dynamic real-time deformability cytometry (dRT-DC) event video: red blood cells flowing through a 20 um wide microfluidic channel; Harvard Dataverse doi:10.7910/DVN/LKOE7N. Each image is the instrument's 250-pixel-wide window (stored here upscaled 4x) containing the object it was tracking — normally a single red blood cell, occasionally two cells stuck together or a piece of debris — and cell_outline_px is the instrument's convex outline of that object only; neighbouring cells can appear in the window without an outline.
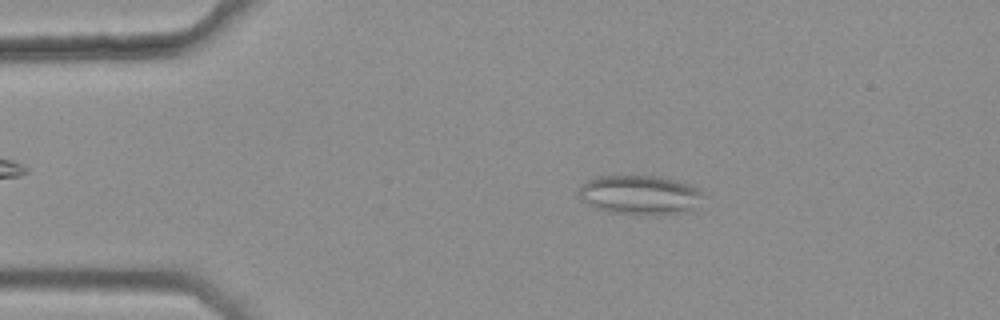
{"species": "common noctule bat (a hibernating species)", "species_latin": "Nyctalus noctula", "temperature_condition": "warm", "stored_images_in_passage": 44, "camera_frame_rate_fps": 3000, "um_per_image_px": 0.085, "animal": {"sex": "female", "body_mass_g": 25.1}, "frame": {"image": 1, "passage_image": 9, "time_ms": 2.667, "image_size_px": [1000, 320], "cell_outline_px": [[704, 196], [700, 208], [696, 212], [652, 216], [636, 216], [608, 212], [592, 208], [580, 200], [576, 192], [588, 180], [596, 176], [656, 176], [676, 180], [688, 184], [696, 188]], "centroid_in_image_um": [54.43, 16.63], "position_along_channel_um": 30.6, "area_um2": 29.77}}
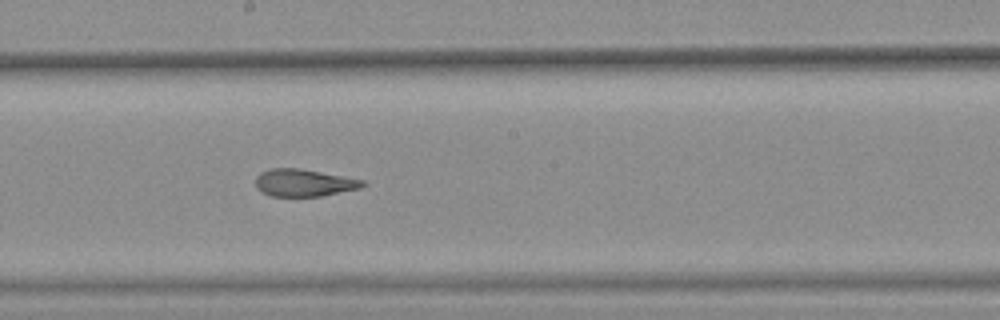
{"frame": {"image": 2, "passage_image": 28, "time_ms": 9.0, "image_size_px": [1000, 320], "cell_outline_px": [[368, 184], [360, 188], [320, 196], [272, 196], [260, 192], [256, 188], [256, 176], [260, 172], [268, 168], [300, 168], [364, 180]], "centroid_in_image_um": [25.8, 15.53], "position_along_channel_um": 222.4, "area_um2": 17.11}}
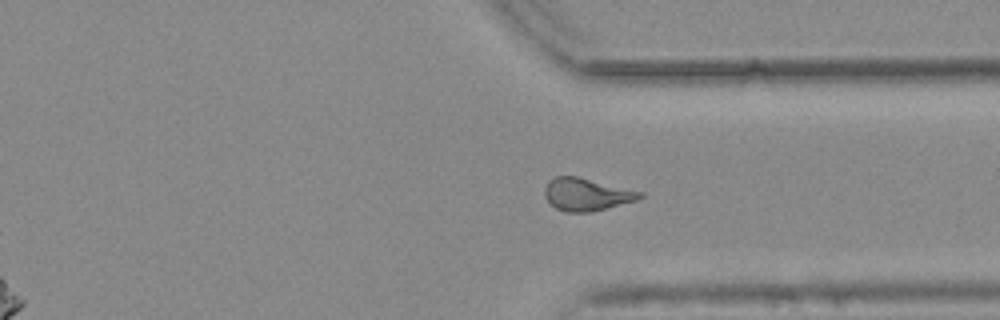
{"frame": {"image": 3, "passage_image": 39, "time_ms": 12.667, "image_size_px": [1000, 320], "cell_outline_px": [[644, 196], [636, 200], [588, 212], [564, 212], [556, 208], [544, 196], [544, 188], [548, 180], [552, 176], [576, 176], [644, 192]], "centroid_in_image_um": [49.82, 16.51], "position_along_channel_um": 361.6, "area_um2": 17.92}, "authors_computed_cell_mechanics": {"area_um2": 18.7272, "velocity_mm_per_s": 3.7786, "shape_relaxation_time_tau1_ms": null, "shape_relaxation_time_tau2_ms": 2.3429, "deformation_change_tau1": null, "deformation_change_tau2": 0.1166}}